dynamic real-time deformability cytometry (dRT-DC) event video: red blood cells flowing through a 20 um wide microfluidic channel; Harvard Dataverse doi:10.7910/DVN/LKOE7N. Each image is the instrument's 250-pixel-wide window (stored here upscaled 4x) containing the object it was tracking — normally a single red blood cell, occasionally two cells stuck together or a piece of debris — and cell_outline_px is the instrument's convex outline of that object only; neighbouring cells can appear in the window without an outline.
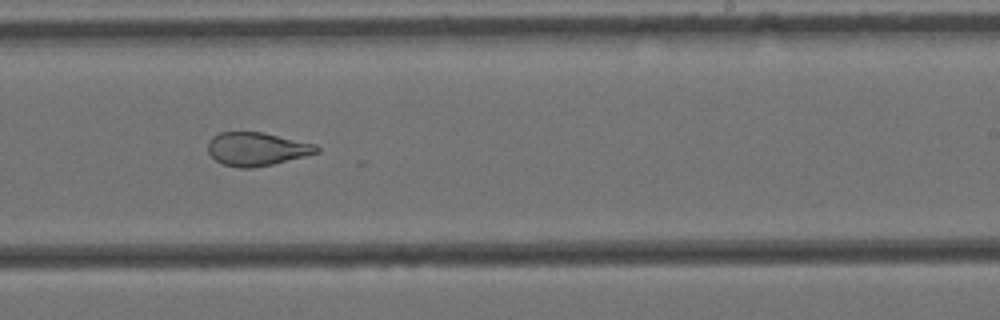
{"species": "Egyptian fruit bat (a non-hibernating species)", "species_latin": "Rousettus aegyptiacus", "temperature_condition": "cold", "stored_images_in_passage": 10, "camera_frame_rate_fps": 3000, "um_per_image_px": 0.085, "animal": {"sex": "female"}, "frame": {"image": 1, "passage_image": 9, "time_ms": 2.667, "image_size_px": [1000, 320], "cell_outline_px": [[320, 152], [272, 164], [252, 168], [240, 168], [224, 164], [216, 160], [208, 152], [208, 140], [212, 136], [220, 132], [264, 132], [316, 144], [320, 148]], "centroid_in_image_um": [21.82, 12.65], "position_along_channel_um": 267.2, "area_um2": 21.15}}